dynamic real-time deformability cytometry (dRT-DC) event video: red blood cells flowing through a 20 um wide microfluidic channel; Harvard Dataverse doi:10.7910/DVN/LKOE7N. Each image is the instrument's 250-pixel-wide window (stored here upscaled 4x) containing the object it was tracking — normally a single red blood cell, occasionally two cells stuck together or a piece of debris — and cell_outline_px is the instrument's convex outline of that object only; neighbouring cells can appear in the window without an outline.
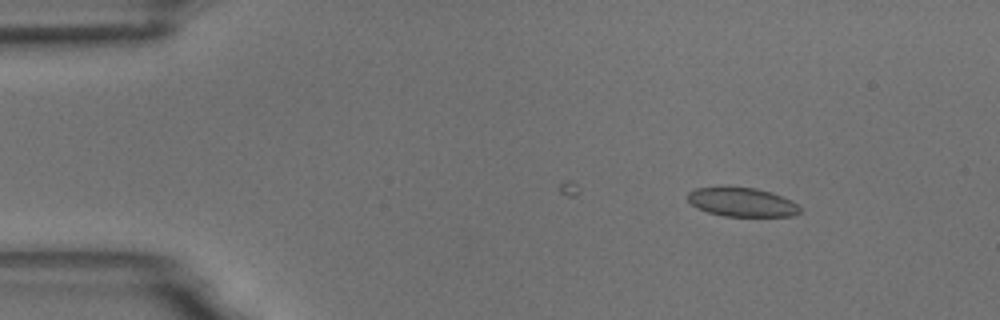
{"species": "common noctule bat (a hibernating species)", "species_latin": "Nyctalus noctula", "temperature_condition": "room temperature", "stored_images_in_passage": 8, "camera_frame_rate_fps": 3000, "um_per_image_px": 0.085, "animal": {"sex": "male", "body_mass_g": 18.8}, "frame": {"image": 1, "passage_image": 1, "time_ms": 0.0, "image_size_px": [1000, 320], "cell_outline_px": [[800, 212], [792, 216], [724, 216], [708, 212], [696, 208], [688, 200], [688, 192], [696, 188], [756, 188], [772, 192], [792, 200], [800, 208]], "centroid_in_image_um": [63.09, 17.2], "position_along_channel_um": 21.9, "area_um2": 18.67}}
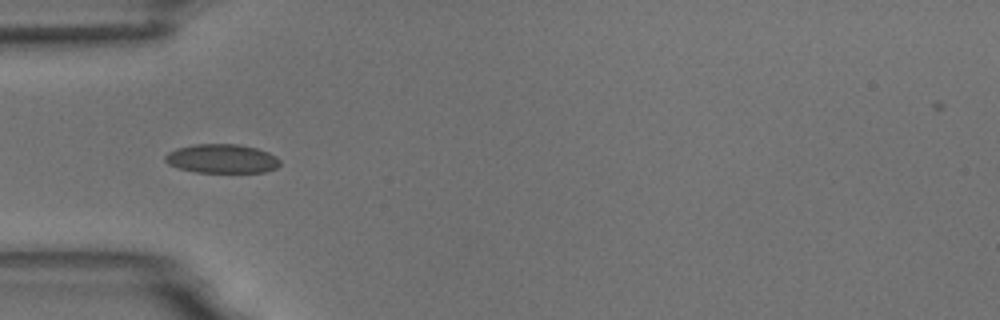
{"frame": {"image": 2, "passage_image": 4, "time_ms": 3.333, "image_size_px": [1000, 320], "cell_outline_px": [[280, 164], [276, 168], [264, 172], [196, 172], [180, 168], [168, 164], [164, 160], [164, 156], [168, 152], [176, 148], [192, 144], [236, 144], [256, 148], [268, 152], [276, 156], [280, 160]], "centroid_in_image_um": [18.84, 13.48], "position_along_channel_um": 66.2, "area_um2": 19.42}}
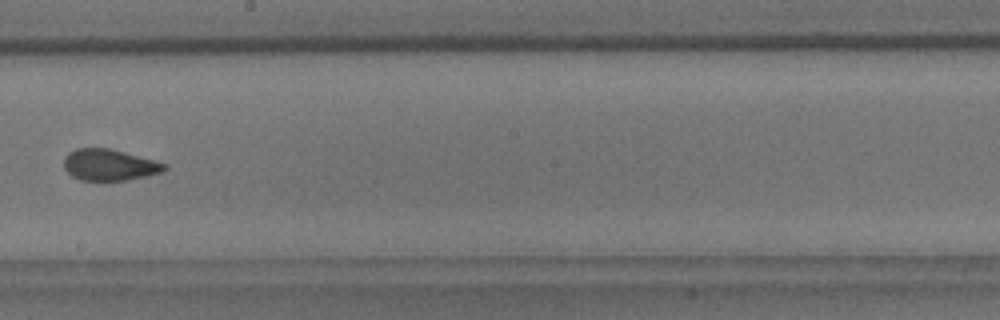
{"frame": {"image": 3, "passage_image": 8, "time_ms": 8.0, "image_size_px": [1000, 320], "cell_outline_px": [[168, 168], [164, 172], [148, 176], [128, 180], [80, 180], [72, 176], [64, 168], [64, 156], [68, 152], [76, 148], [108, 148], [124, 152], [168, 164]], "centroid_in_image_um": [9.31, 14.02], "position_along_channel_um": 238.9, "area_um2": 18.5}}